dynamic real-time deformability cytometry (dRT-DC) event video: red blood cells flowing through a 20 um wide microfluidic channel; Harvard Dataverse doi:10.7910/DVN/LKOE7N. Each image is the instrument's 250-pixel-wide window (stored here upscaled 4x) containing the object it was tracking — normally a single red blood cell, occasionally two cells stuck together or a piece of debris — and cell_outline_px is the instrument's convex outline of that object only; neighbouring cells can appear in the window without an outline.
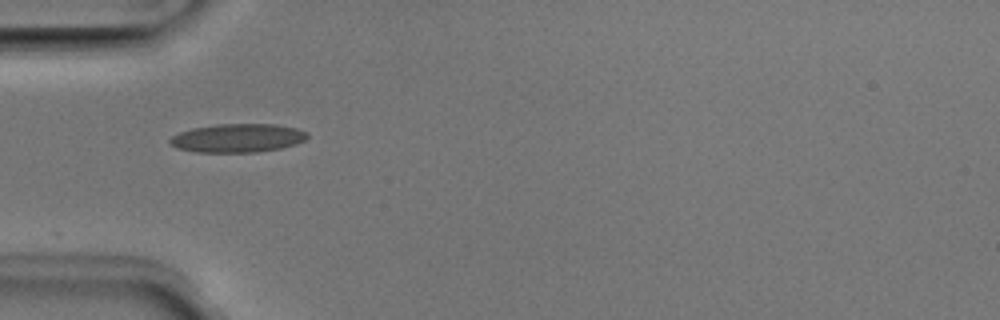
{"species": "Egyptian fruit bat (a non-hibernating species)", "species_latin": "Rousettus aegyptiacus", "temperature_condition": "room temperature", "stored_images_in_passage": 16, "camera_frame_rate_fps": 3000, "um_per_image_px": 0.085, "animal": {"sex": "male"}, "frame": {"image": 1, "passage_image": 1, "time_ms": 0.0, "image_size_px": [1000, 320], "cell_outline_px": [[308, 136], [304, 140], [296, 144], [280, 148], [256, 152], [196, 152], [176, 148], [168, 144], [168, 140], [172, 136], [180, 132], [192, 128], [216, 124], [276, 124], [296, 128], [308, 132]], "centroid_in_image_um": [20.17, 11.73], "position_along_channel_um": 64.8, "area_um2": 23.0}}
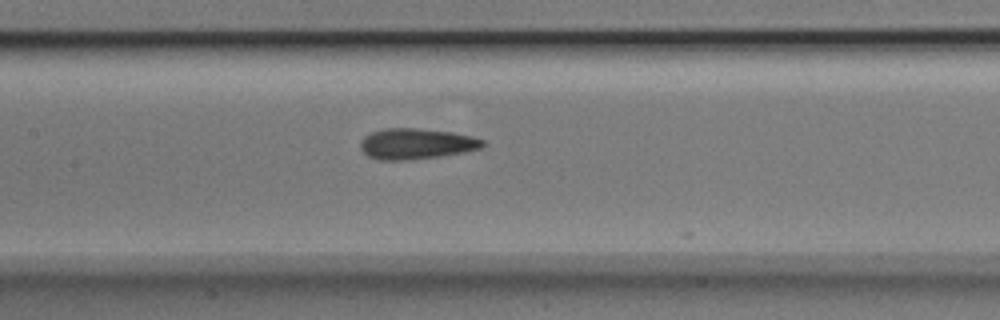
{"frame": {"image": 2, "passage_image": 9, "time_ms": 2.667, "image_size_px": [1000, 320], "cell_outline_px": [[484, 144], [480, 148], [464, 152], [440, 156], [408, 160], [376, 160], [368, 156], [360, 148], [360, 144], [364, 136], [372, 132], [384, 128], [420, 128], [448, 132], [472, 136], [484, 140]], "centroid_in_image_um": [35.35, 12.22], "position_along_channel_um": 172.1, "area_um2": 21.85}}
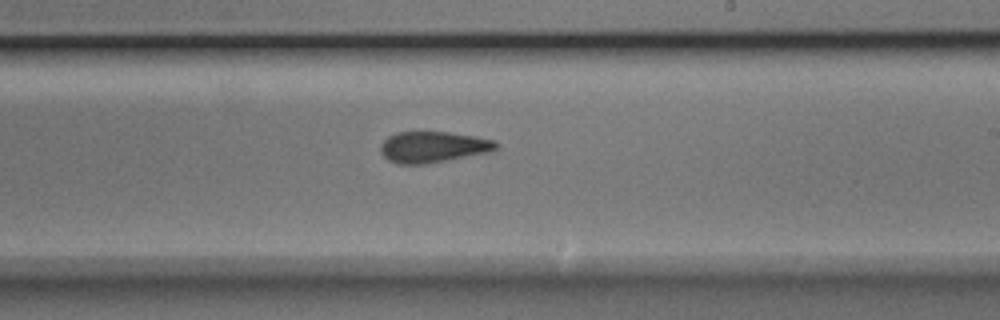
{"frame": {"image": 3, "passage_image": 15, "time_ms": 4.667, "image_size_px": [1000, 320], "cell_outline_px": [[500, 144], [492, 152], [424, 164], [400, 164], [388, 160], [380, 152], [380, 144], [388, 136], [396, 132], [448, 132], [476, 136], [496, 140]], "centroid_in_image_um": [36.83, 12.49], "position_along_channel_um": 252.2, "area_um2": 21.1}}